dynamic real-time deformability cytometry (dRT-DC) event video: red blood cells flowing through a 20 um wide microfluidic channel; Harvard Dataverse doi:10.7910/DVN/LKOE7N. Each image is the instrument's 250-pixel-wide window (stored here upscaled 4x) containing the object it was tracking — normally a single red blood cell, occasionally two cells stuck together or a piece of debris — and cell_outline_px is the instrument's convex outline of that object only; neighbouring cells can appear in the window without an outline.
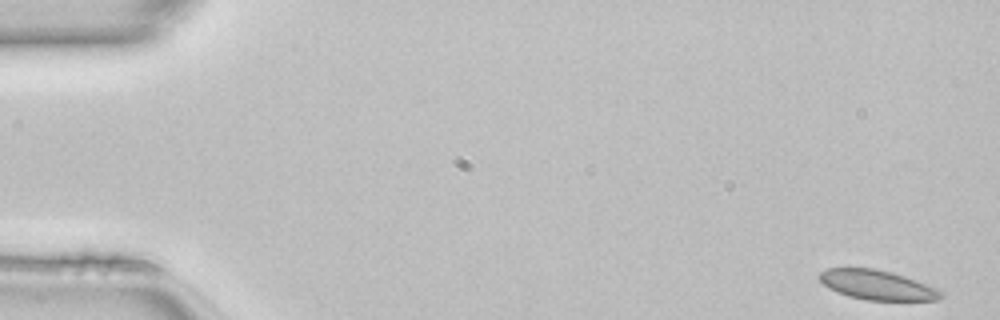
{"species": "common noctule bat (a hibernating species)", "species_latin": "Nyctalus noctula", "temperature_condition": "room temperature", "stored_images_in_passage": 49, "camera_frame_rate_fps": 3000, "um_per_image_px": 0.085, "animal": {"sex": "female", "body_mass_g": 22.7, "forearm_length_mm": 54.2}, "frame": {"image": 1, "passage_image": 1, "time_ms": 0.0, "image_size_px": [1000, 320], "cell_outline_px": [[944, 296], [936, 300], [868, 300], [848, 296], [836, 292], [828, 288], [820, 280], [820, 272], [828, 268], [876, 268], [892, 272], [916, 280], [936, 288], [944, 292]], "centroid_in_image_um": [74.56, 24.22], "position_along_channel_um": 10.4, "area_um2": 20.92}}
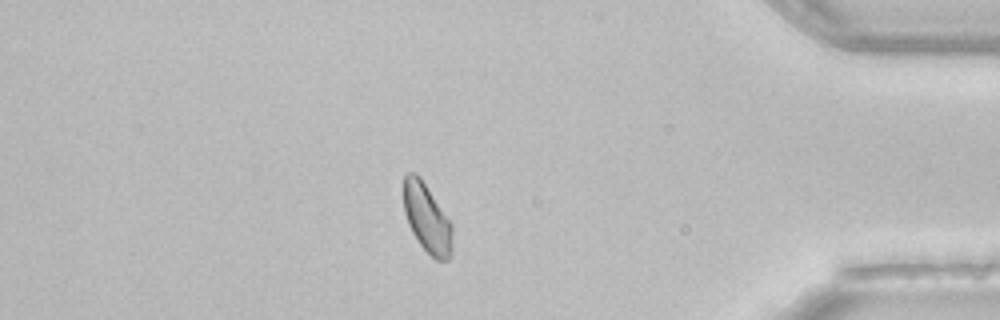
{"frame": {"image": 2, "passage_image": 42, "time_ms": 13.667, "image_size_px": [1000, 320], "cell_outline_px": [[452, 256], [448, 260], [436, 260], [420, 244], [412, 232], [408, 224], [404, 212], [404, 176], [408, 172], [416, 172], [420, 176], [452, 224]], "centroid_in_image_um": [36.3, 18.55], "position_along_channel_um": 398.9, "area_um2": 19.54}}
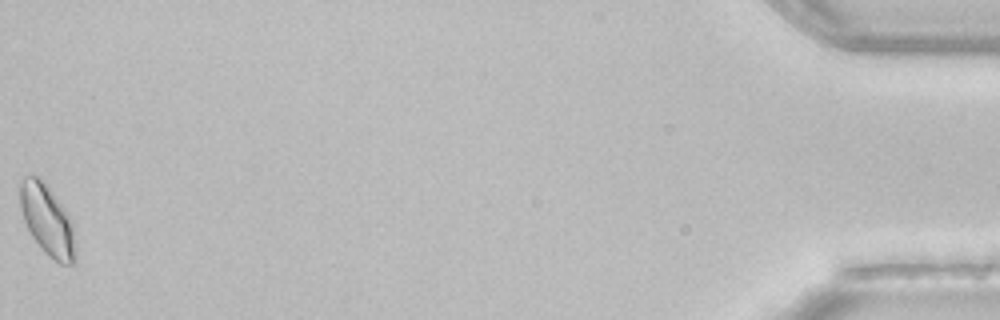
{"frame": {"image": 3, "passage_image": 49, "time_ms": 16.0, "image_size_px": [1000, 320], "cell_outline_px": [[76, 260], [72, 264], [60, 264], [48, 256], [44, 252], [32, 236], [24, 220], [20, 208], [20, 180], [24, 176], [36, 176], [52, 192], [64, 208], [68, 216], [72, 228], [76, 256]], "centroid_in_image_um": [4.0, 18.74], "position_along_channel_um": 431.2, "area_um2": 22.31}, "authors_computed_cell_mechanics": {"area_um2": 20.808, "velocity_mm_per_s": 4.1296, "shape_relaxation_time_tau1_ms": 3.2992, "shape_relaxation_time_tau2_ms": 2.485, "deformation_change_tau1": 0.0579, "deformation_change_tau2": 0.0572}}